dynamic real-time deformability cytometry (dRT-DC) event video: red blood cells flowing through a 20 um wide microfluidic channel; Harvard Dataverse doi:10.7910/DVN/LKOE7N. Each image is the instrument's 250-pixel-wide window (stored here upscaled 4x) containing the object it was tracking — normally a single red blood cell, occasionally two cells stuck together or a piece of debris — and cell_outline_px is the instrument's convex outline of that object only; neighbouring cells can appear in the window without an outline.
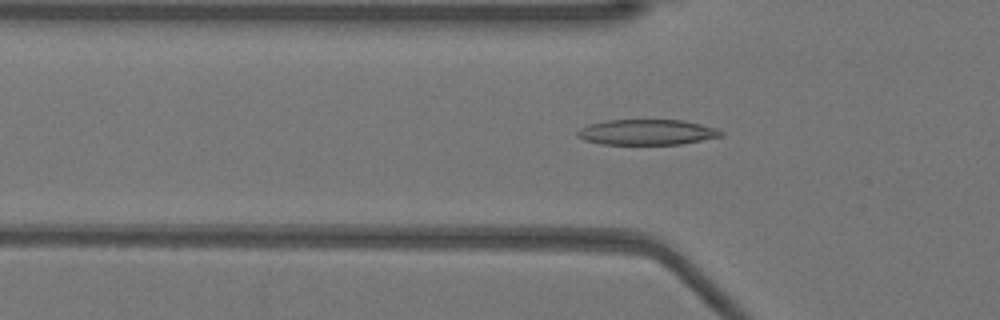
{"species": "Egyptian fruit bat (a non-hibernating species)", "species_latin": "Rousettus aegyptiacus", "temperature_condition": "warm", "stored_images_in_passage": 52, "camera_frame_rate_fps": 3000, "um_per_image_px": 0.085, "animal": {"sex": "female"}, "frame": {"image": 1, "passage_image": 16, "time_ms": 5.0, "image_size_px": [1000, 320], "cell_outline_px": [[724, 136], [680, 144], [600, 144], [584, 140], [576, 136], [576, 132], [580, 128], [588, 124], [608, 120], [684, 120], [716, 128], [724, 132]], "centroid_in_image_um": [54.98, 11.23], "position_along_channel_um": 70.8, "area_um2": 21.39}}
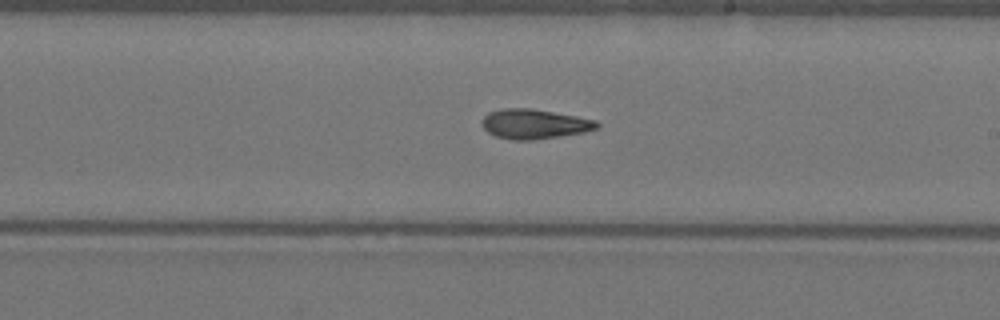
{"frame": {"image": 2, "passage_image": 29, "time_ms": 9.333, "image_size_px": [1000, 320], "cell_outline_px": [[600, 128], [584, 132], [560, 136], [532, 140], [512, 140], [496, 136], [488, 132], [484, 128], [480, 120], [488, 112], [504, 108], [528, 108], [576, 116], [596, 120], [600, 124]], "centroid_in_image_um": [45.42, 10.54], "position_along_channel_um": 243.6, "area_um2": 19.88}}
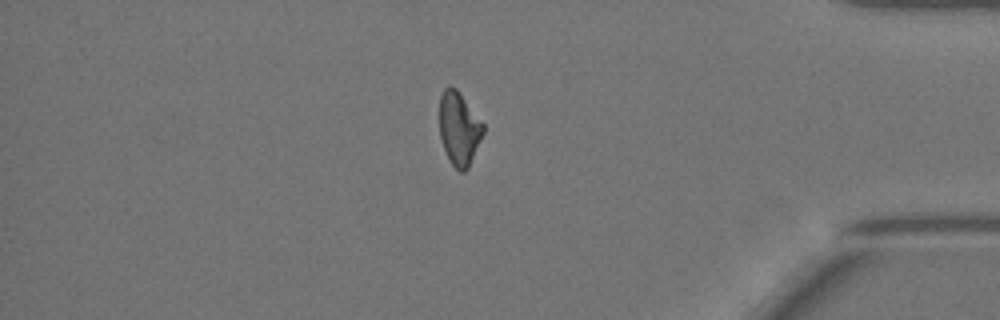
{"frame": {"image": 3, "passage_image": 43, "time_ms": 14.0, "image_size_px": [1000, 320], "cell_outline_px": [[484, 132], [468, 168], [464, 172], [460, 172], [452, 164], [444, 148], [440, 136], [440, 96], [444, 88], [456, 88], [484, 124]], "centroid_in_image_um": [39.03, 10.94], "position_along_channel_um": 396.2, "area_um2": 18.32}, "authors_computed_cell_mechanics": {"area_um2": 19.8543, "velocity_mm_per_s": 3.9669, "shape_relaxation_time_tau1_ms": 6.7606, "shape_relaxation_time_tau2_ms": 4.6277, "deformation_change_tau1": 0.1992, "deformation_change_tau2": 0.1386}}